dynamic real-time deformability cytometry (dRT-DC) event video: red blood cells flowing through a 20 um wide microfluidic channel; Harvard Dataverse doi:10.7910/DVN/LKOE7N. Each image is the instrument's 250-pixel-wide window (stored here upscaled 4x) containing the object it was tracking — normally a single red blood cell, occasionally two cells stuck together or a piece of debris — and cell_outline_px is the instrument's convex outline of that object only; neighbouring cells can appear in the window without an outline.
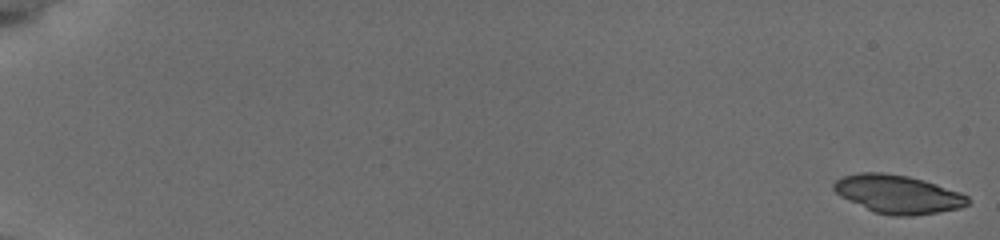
{"species": "common noctule bat (a hibernating species)", "species_latin": "Nyctalus noctula", "temperature_condition": "cold", "stored_images_in_passage": 33, "camera_frame_rate_fps": 3000, "um_per_image_px": 0.085, "animal": {"sex": "female", "body_mass_g": 19.5, "forearm_length_mm": 54.1}, "frame": {"image": 1, "passage_image": 1, "time_ms": 0.0, "image_size_px": [1000, 240], "cell_outline_px": [[968, 204], [960, 208], [912, 216], [892, 216], [872, 212], [840, 196], [832, 188], [832, 184], [836, 180], [844, 176], [860, 172], [880, 172], [908, 176], [924, 180], [960, 192], [968, 196]], "centroid_in_image_um": [76.29, 16.51], "position_along_channel_um": 8.7, "area_um2": 29.94}}